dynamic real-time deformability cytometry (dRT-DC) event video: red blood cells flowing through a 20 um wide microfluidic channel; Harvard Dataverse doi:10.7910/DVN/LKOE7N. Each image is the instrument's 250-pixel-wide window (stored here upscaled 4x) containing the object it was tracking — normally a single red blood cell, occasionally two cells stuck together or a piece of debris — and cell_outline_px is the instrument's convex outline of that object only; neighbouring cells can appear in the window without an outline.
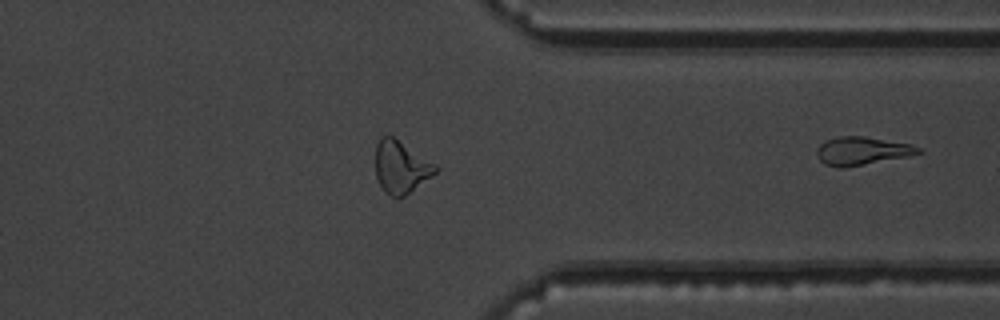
{"species": "common noctule bat (a hibernating species)", "species_latin": "Nyctalus noctula", "temperature_condition": "warm", "stored_images_in_passage": 37, "segment_of_instrument_passage": [2, 2], "camera_frame_rate_fps": 3000, "um_per_image_px": 0.085, "animal": {"sex": "male", "body_mass_g": 19.5, "forearm_length_mm": 54.6}, "frame": {"image": 1, "passage_image": 37, "time_ms": 12.0, "image_size_px": [1000, 320], "cell_outline_px": [[924, 152], [908, 156], [844, 168], [840, 168], [824, 164], [820, 160], [816, 152], [820, 144], [824, 140], [840, 136], [864, 136], [912, 144], [920, 148]], "centroid_in_image_um": [73.27, 12.82], "position_along_channel_um": 338.1, "area_um2": 16.7}}